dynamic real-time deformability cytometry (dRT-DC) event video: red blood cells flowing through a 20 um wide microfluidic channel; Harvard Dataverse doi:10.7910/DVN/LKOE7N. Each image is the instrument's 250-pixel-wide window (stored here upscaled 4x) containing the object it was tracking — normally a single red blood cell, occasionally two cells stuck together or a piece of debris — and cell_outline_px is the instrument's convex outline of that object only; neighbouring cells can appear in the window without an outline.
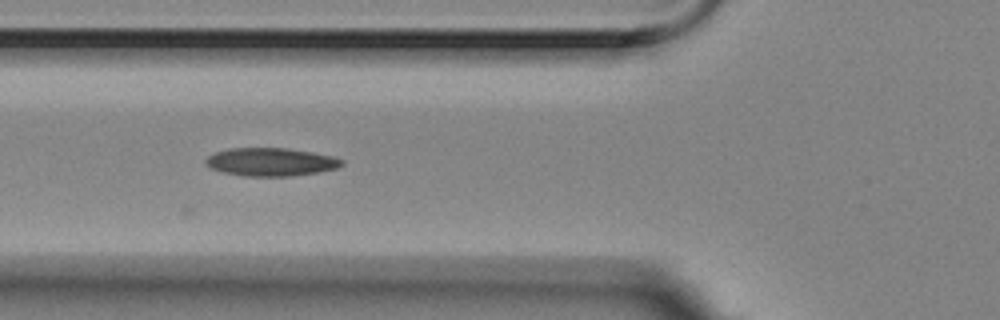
{"species": "Egyptian fruit bat (a non-hibernating species)", "species_latin": "Rousettus aegyptiacus", "temperature_condition": "room temperature", "stored_images_in_passage": 6, "camera_frame_rate_fps": 3000, "um_per_image_px": 0.085, "animal": {"sex": "female"}, "frame": {"image": 1, "passage_image": 5, "time_ms": 1.333, "image_size_px": [1000, 320], "cell_outline_px": [[344, 164], [340, 168], [292, 176], [244, 176], [224, 172], [212, 168], [204, 164], [204, 160], [208, 156], [216, 152], [228, 148], [288, 148], [312, 152], [332, 156], [344, 160]], "centroid_in_image_um": [23.04, 13.76], "position_along_channel_um": 102.8, "area_um2": 22.37}}
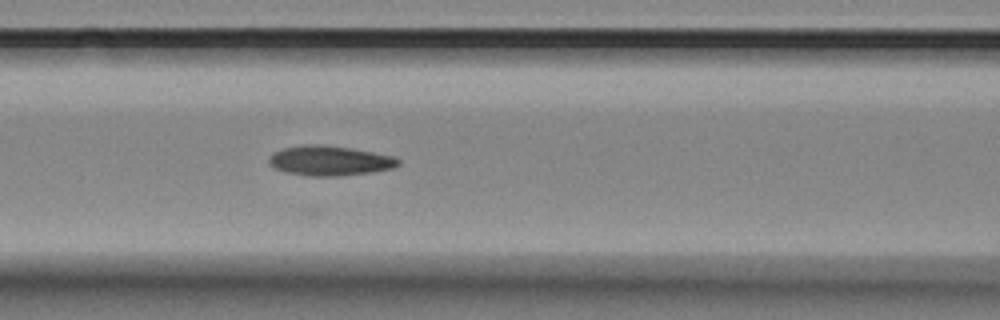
{"frame": {"image": 2, "passage_image": 6, "time_ms": 1.667, "image_size_px": [1000, 320], "cell_outline_px": [[400, 164], [392, 168], [372, 172], [340, 176], [308, 176], [284, 172], [272, 168], [268, 164], [268, 156], [272, 152], [284, 148], [304, 144], [320, 144], [352, 148], [396, 156], [400, 160]], "centroid_in_image_um": [27.99, 13.66], "position_along_channel_um": 138.6, "area_um2": 22.95}}